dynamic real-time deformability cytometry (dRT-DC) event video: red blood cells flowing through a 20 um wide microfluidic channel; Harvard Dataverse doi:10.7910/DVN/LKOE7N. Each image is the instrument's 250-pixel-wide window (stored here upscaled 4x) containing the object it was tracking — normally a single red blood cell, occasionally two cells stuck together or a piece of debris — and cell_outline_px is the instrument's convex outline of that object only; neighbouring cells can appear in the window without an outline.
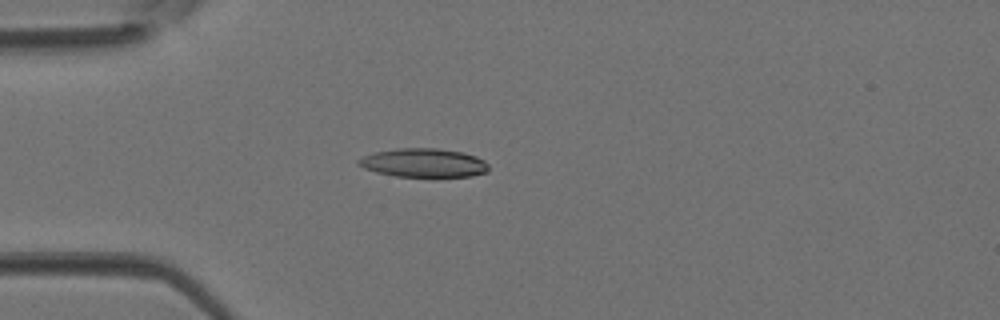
{"species": "Egyptian fruit bat (a non-hibernating species)", "species_latin": "Rousettus aegyptiacus", "temperature_condition": "room temperature", "stored_images_in_passage": 4, "camera_frame_rate_fps": 3000, "um_per_image_px": 0.085, "animal": {"sex": "female"}, "frame": {"image": 1, "passage_image": 3, "time_ms": 0.667, "image_size_px": [1000, 320], "cell_outline_px": [[488, 172], [472, 176], [396, 176], [376, 172], [364, 168], [356, 164], [356, 160], [364, 156], [376, 152], [396, 148], [436, 148], [460, 152], [476, 156], [484, 160], [488, 164]], "centroid_in_image_um": [36.0, 13.84], "position_along_channel_um": 49.0, "area_um2": 21.68}}